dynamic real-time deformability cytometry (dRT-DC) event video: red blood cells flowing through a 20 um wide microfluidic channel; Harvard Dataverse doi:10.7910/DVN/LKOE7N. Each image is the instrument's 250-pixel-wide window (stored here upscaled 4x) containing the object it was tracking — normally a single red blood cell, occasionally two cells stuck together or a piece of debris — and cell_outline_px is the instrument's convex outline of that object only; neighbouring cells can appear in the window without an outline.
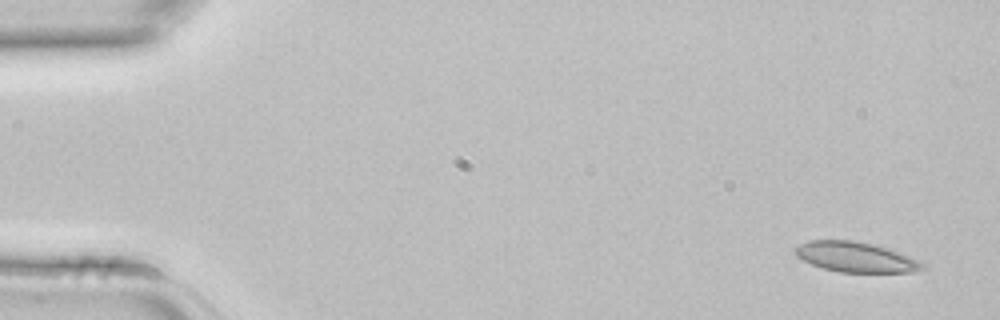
{"species": "common noctule bat (a hibernating species)", "species_latin": "Nyctalus noctula", "temperature_condition": "room temperature", "stored_images_in_passage": 3, "camera_frame_rate_fps": 3000, "um_per_image_px": 0.085, "animal": {"sex": "female", "body_mass_g": 22.7, "forearm_length_mm": 54.2}, "frame": {"image": 1, "passage_image": 1, "time_ms": 0.0, "image_size_px": [1000, 320], "cell_outline_px": [[928, 268], [916, 272], [840, 272], [824, 268], [812, 264], [796, 256], [796, 248], [800, 244], [808, 240], [852, 240], [872, 244], [888, 248], [920, 260]], "centroid_in_image_um": [72.8, 21.85], "position_along_channel_um": 12.2, "area_um2": 22.31}}
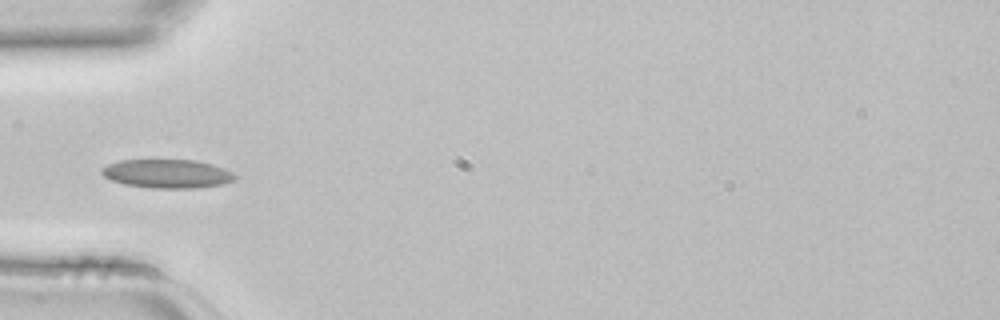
{"frame": {"image": 2, "passage_image": 3, "time_ms": 0.667, "image_size_px": [1000, 320], "cell_outline_px": [[236, 180], [220, 184], [196, 188], [152, 188], [124, 184], [112, 180], [104, 176], [100, 172], [100, 168], [108, 164], [120, 160], [196, 160], [212, 164], [224, 168], [232, 172], [236, 176]], "centroid_in_image_um": [14.2, 14.76], "position_along_channel_um": 70.8, "area_um2": 22.31}}